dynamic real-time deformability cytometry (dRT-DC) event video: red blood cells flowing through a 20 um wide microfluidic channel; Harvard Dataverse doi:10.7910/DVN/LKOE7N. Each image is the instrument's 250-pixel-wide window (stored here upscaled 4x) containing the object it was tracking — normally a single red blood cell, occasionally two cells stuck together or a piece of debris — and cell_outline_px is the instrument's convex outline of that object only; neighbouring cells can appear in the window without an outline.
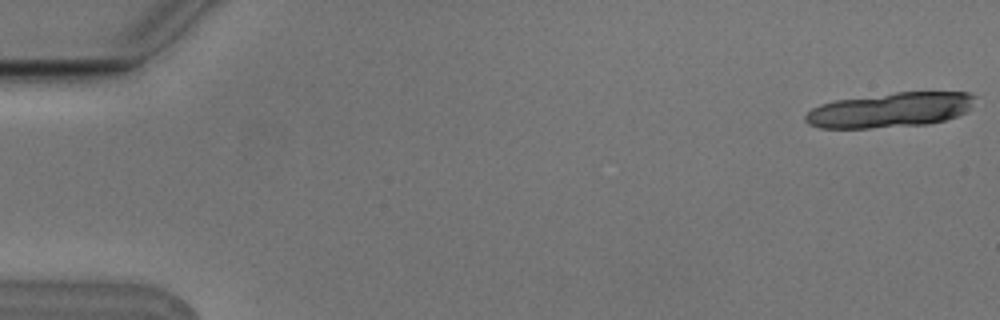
{"species": "Egyptian fruit bat (a non-hibernating species)", "species_latin": "Rousettus aegyptiacus", "temperature_condition": "cold", "stored_images_in_passage": 9, "camera_frame_rate_fps": 3000, "um_per_image_px": 0.085, "animal": {"sex": "male"}, "frame": {"image": 1, "passage_image": 1, "time_ms": 0.0, "image_size_px": [1000, 320], "cell_outline_px": [[980, 96], [968, 112], [944, 120], [928, 124], [872, 128], [820, 128], [808, 124], [804, 120], [804, 116], [812, 108], [820, 104], [836, 100], [896, 92], [968, 92]], "centroid_in_image_um": [75.72, 9.34], "position_along_channel_um": 9.3, "area_um2": 34.74}}
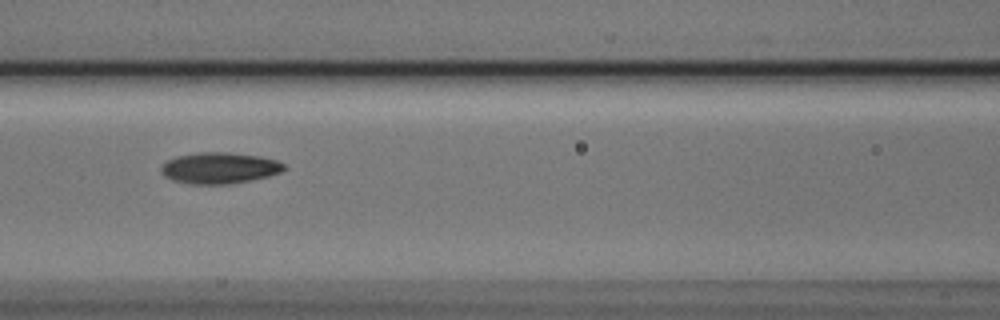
{"frame": {"image": 2, "passage_image": 8, "time_ms": 2.333, "image_size_px": [1000, 320], "cell_outline_px": [[288, 168], [280, 172], [268, 176], [228, 184], [188, 184], [172, 180], [164, 176], [160, 172], [160, 168], [168, 160], [176, 156], [200, 152], [228, 152], [260, 156], [276, 160], [284, 164]], "centroid_in_image_um": [18.64, 14.28], "position_along_channel_um": 148.0, "area_um2": 22.37}}
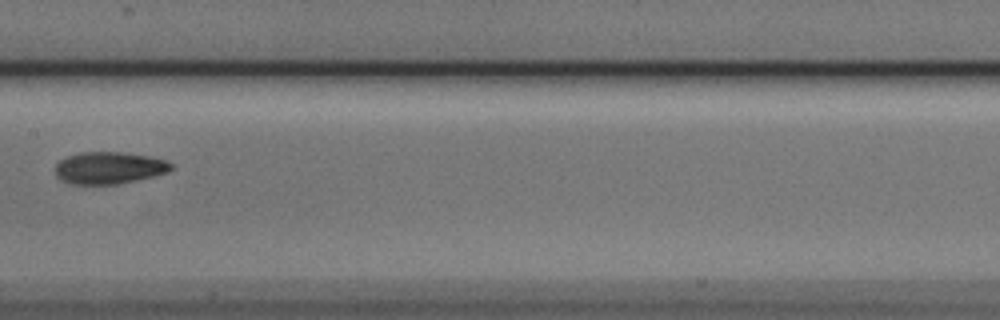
{"frame": {"image": 3, "passage_image": 9, "time_ms": 2.667, "image_size_px": [1000, 320], "cell_outline_px": [[172, 168], [168, 172], [136, 180], [116, 184], [72, 184], [56, 176], [56, 164], [60, 160], [68, 156], [80, 152], [120, 152], [148, 156], [164, 160], [172, 164]], "centroid_in_image_um": [9.26, 14.26], "position_along_channel_um": 198.1, "area_um2": 21.33}}